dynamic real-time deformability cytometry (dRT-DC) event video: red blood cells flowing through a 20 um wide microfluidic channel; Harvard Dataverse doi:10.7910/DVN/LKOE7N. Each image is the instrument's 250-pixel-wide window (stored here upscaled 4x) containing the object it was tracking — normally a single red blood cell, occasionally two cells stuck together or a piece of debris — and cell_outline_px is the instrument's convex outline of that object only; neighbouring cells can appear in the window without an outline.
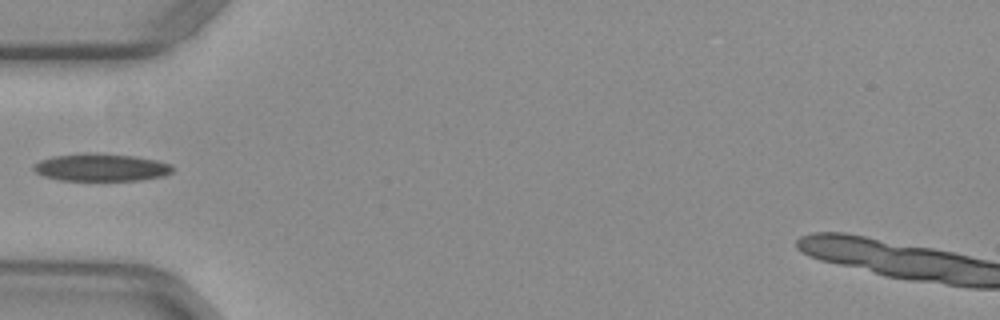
{"species": "common noctule bat (a hibernating species)", "species_latin": "Nyctalus noctula", "temperature_condition": "warm", "stored_images_in_passage": 35, "camera_frame_rate_fps": 3000, "um_per_image_px": 0.085, "animal": {"sex": "female", "body_mass_g": 29.2, "forearm_length_mm": 56.3}, "frame": {"image": 1, "passage_image": 1, "time_ms": 0.0, "image_size_px": [1000, 320], "cell_outline_px": [[172, 172], [164, 176], [140, 180], [60, 180], [44, 176], [36, 172], [32, 168], [40, 160], [52, 156], [84, 152], [132, 156], [156, 160], [172, 164]], "centroid_in_image_um": [8.59, 14.22], "position_along_channel_um": 76.4, "area_um2": 22.2}}
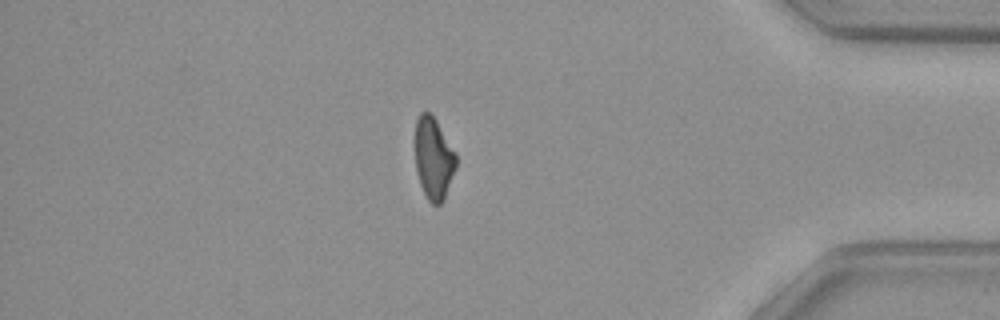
{"frame": {"image": 2, "passage_image": 28, "time_ms": 9.0, "image_size_px": [1000, 320], "cell_outline_px": [[456, 168], [444, 200], [440, 204], [432, 204], [428, 200], [420, 184], [416, 168], [416, 120], [420, 112], [428, 112], [436, 120], [456, 152]], "centroid_in_image_um": [36.87, 13.47], "position_along_channel_um": 398.3, "area_um2": 19.42}}
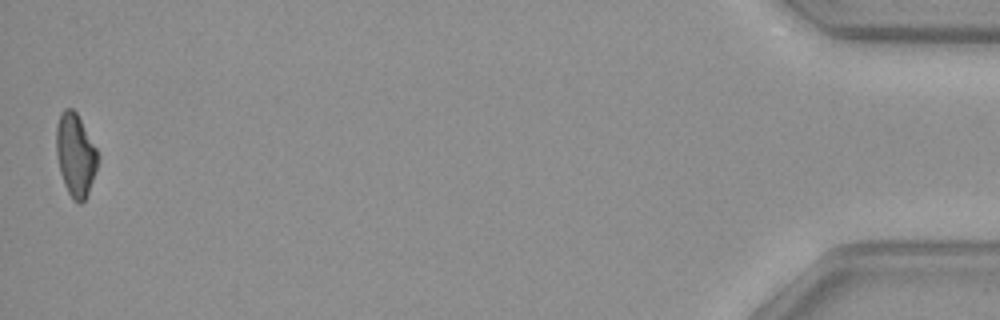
{"frame": {"image": 3, "passage_image": 35, "time_ms": 11.333, "image_size_px": [1000, 320], "cell_outline_px": [[100, 156], [88, 192], [84, 200], [80, 204], [72, 200], [64, 184], [60, 172], [56, 152], [56, 128], [60, 112], [64, 108], [72, 108], [76, 112], [96, 148]], "centroid_in_image_um": [6.4, 13.16], "position_along_channel_um": 428.8, "area_um2": 19.94}}